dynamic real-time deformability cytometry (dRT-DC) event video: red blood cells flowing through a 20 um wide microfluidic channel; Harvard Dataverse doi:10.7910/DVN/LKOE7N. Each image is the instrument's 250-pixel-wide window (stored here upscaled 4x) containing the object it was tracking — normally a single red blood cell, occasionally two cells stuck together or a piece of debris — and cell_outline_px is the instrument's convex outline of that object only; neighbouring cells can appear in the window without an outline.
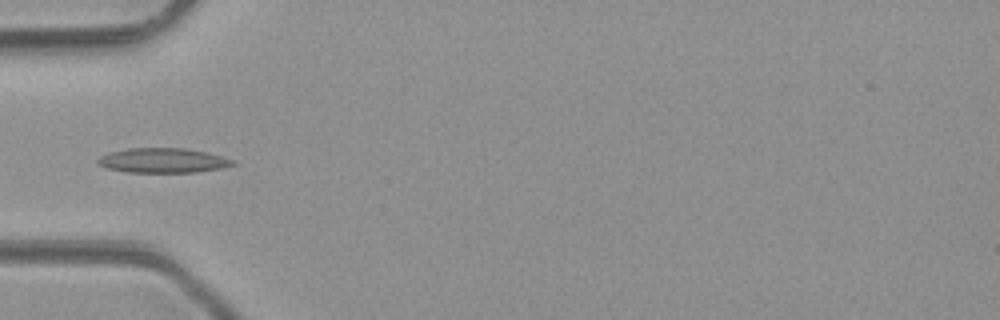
{"species": "common noctule bat (a hibernating species)", "species_latin": "Nyctalus noctula", "temperature_condition": "room temperature", "stored_images_in_passage": 6, "camera_frame_rate_fps": 3000, "um_per_image_px": 0.085, "animal": {"sex": "male", "body_mass_g": 23.1, "forearm_length_mm": 52.7}, "frame": {"image": 1, "passage_image": 5, "time_ms": 5.333, "image_size_px": [1000, 320], "cell_outline_px": [[236, 164], [220, 168], [196, 172], [128, 172], [108, 168], [96, 164], [96, 160], [100, 156], [108, 152], [128, 148], [184, 148], [204, 152], [220, 156], [232, 160]], "centroid_in_image_um": [13.77, 13.63], "position_along_channel_um": 71.2, "area_um2": 19.25}}
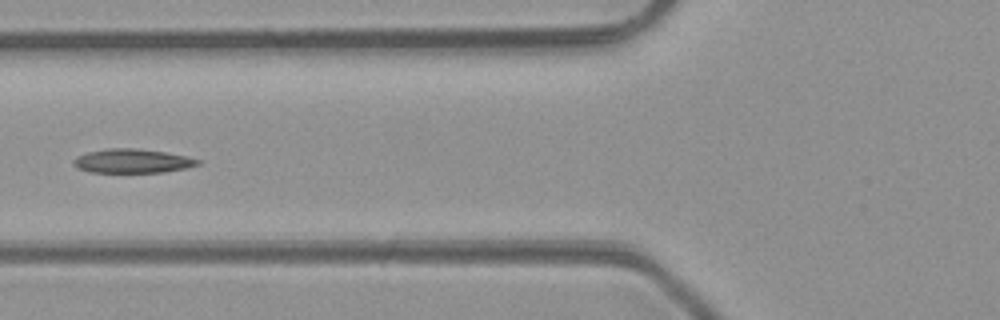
{"frame": {"image": 2, "passage_image": 6, "time_ms": 6.333, "image_size_px": [1000, 320], "cell_outline_px": [[200, 164], [184, 168], [164, 172], [88, 172], [76, 168], [72, 164], [72, 160], [76, 156], [88, 152], [108, 148], [136, 148], [164, 152], [184, 156], [200, 160]], "centroid_in_image_um": [11.17, 13.68], "position_along_channel_um": 114.6, "area_um2": 17.34}}